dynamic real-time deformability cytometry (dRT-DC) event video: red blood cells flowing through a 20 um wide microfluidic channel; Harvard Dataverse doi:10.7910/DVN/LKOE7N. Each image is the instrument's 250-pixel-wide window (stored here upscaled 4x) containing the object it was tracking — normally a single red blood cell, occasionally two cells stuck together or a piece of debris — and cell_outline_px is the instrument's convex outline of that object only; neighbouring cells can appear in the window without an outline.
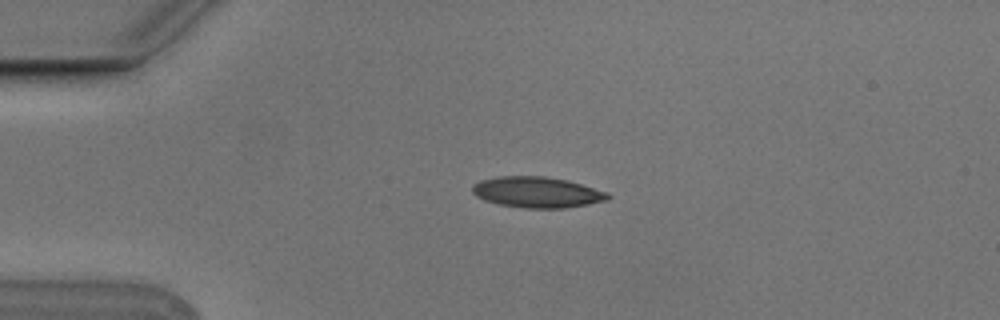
{"species": "Egyptian fruit bat (a non-hibernating species)", "species_latin": "Rousettus aegyptiacus", "temperature_condition": "cold", "stored_images_in_passage": 4, "camera_frame_rate_fps": 3000, "um_per_image_px": 0.085, "animal": {"sex": "male"}, "frame": {"image": 1, "passage_image": 3, "time_ms": 0.667, "image_size_px": [1000, 320], "cell_outline_px": [[612, 196], [608, 200], [588, 204], [564, 208], [524, 208], [500, 204], [484, 200], [476, 196], [472, 192], [472, 184], [480, 180], [500, 176], [544, 176], [568, 180], [608, 192]], "centroid_in_image_um": [45.66, 16.33], "position_along_channel_um": 39.3, "area_um2": 24.45}}